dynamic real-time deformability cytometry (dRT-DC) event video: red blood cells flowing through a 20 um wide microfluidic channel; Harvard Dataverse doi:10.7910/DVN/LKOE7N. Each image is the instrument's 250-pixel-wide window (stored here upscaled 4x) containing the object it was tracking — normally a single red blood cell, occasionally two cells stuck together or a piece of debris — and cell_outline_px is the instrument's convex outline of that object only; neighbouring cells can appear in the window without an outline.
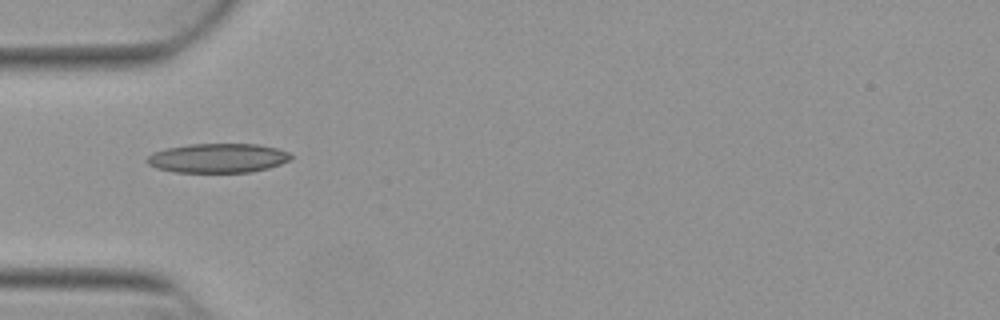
{"species": "Egyptian fruit bat (a non-hibernating species)", "species_latin": "Rousettus aegyptiacus", "temperature_condition": "warm", "stored_images_in_passage": 9, "camera_frame_rate_fps": 3000, "um_per_image_px": 0.085, "animal": {"sex": "female"}, "frame": {"image": 1, "passage_image": 1, "time_ms": 0.0, "image_size_px": [1000, 320], "cell_outline_px": [[292, 156], [288, 160], [280, 164], [268, 168], [252, 172], [176, 172], [156, 168], [148, 164], [144, 160], [152, 152], [168, 148], [188, 144], [260, 144], [276, 148], [288, 152]], "centroid_in_image_um": [18.49, 13.43], "position_along_channel_um": 66.5, "area_um2": 24.57}}
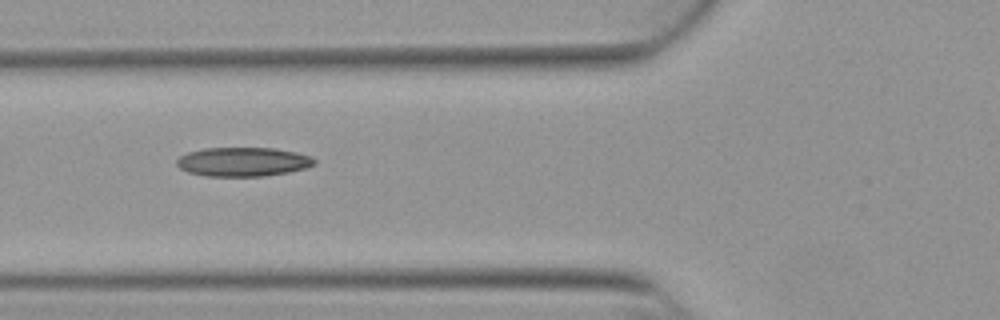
{"frame": {"image": 2, "passage_image": 4, "time_ms": 1.0, "image_size_px": [1000, 320], "cell_outline_px": [[316, 164], [308, 168], [288, 172], [264, 176], [208, 176], [188, 172], [180, 168], [176, 164], [176, 160], [180, 156], [188, 152], [204, 148], [276, 148], [296, 152], [312, 156], [316, 160]], "centroid_in_image_um": [20.69, 13.75], "position_along_channel_um": 105.1, "area_um2": 23.47}}
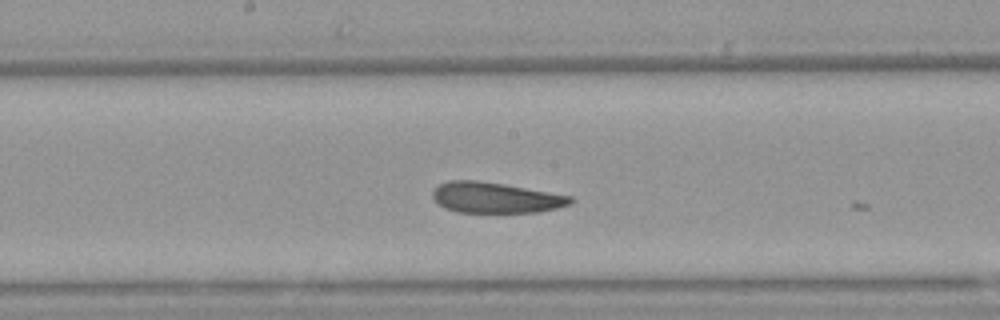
{"frame": {"image": 3, "passage_image": 7, "time_ms": 2.0, "image_size_px": [1000, 320], "cell_outline_px": [[576, 200], [568, 204], [556, 208], [536, 212], [456, 212], [444, 208], [432, 196], [432, 192], [440, 184], [448, 180], [480, 180], [504, 184], [572, 196]], "centroid_in_image_um": [42.11, 16.79], "position_along_channel_um": 206.1, "area_um2": 24.51}}